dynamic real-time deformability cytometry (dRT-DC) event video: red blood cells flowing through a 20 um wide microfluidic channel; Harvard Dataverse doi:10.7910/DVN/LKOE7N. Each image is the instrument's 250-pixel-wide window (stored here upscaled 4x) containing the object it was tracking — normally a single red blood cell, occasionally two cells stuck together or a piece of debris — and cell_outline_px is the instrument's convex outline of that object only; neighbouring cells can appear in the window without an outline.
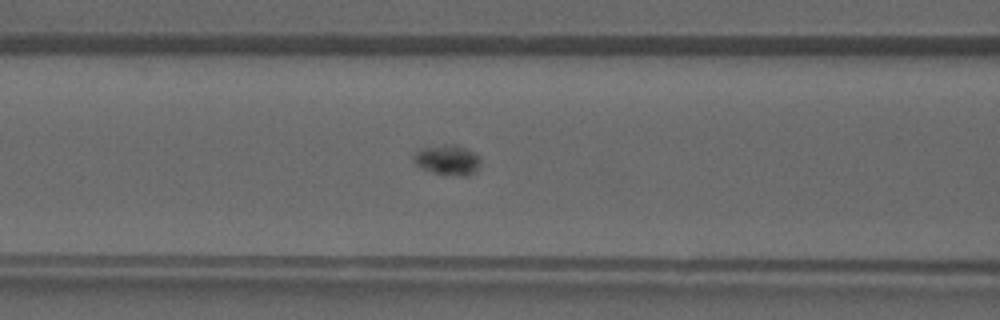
{"species": "common noctule bat (a hibernating species)", "species_latin": "Nyctalus noctula", "temperature_condition": "warm", "stored_images_in_passage": 30, "segment_of_instrument_passage": [1, 2], "camera_frame_rate_fps": 3000, "um_per_image_px": 0.085, "animal": {"sex": "male", "forearm_length_mm": 52.5}, "frame": {"image": 1, "passage_image": 4, "time_ms": 1.0, "image_size_px": [1000, 320], "cell_outline_px": [[480, 164], [468, 176], [444, 176], [432, 172], [416, 164], [412, 160], [412, 156], [420, 148], [444, 144], [456, 144], [480, 156]], "centroid_in_image_um": [38.01, 13.6], "position_along_channel_um": 128.6, "area_um2": 11.85}}
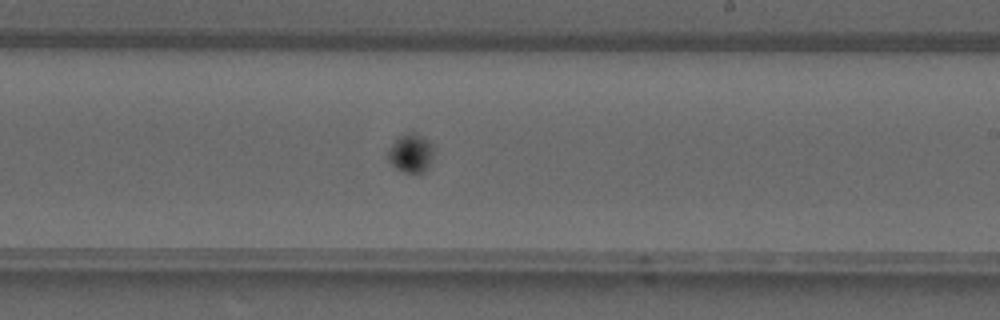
{"frame": {"image": 2, "passage_image": 12, "time_ms": 3.667, "image_size_px": [1000, 320], "cell_outline_px": [[436, 148], [432, 160], [424, 172], [404, 172], [396, 168], [388, 160], [388, 148], [400, 136], [408, 132], [416, 132], [428, 140]], "centroid_in_image_um": [34.96, 13.0], "position_along_channel_um": 254.0, "area_um2": 10.4}}
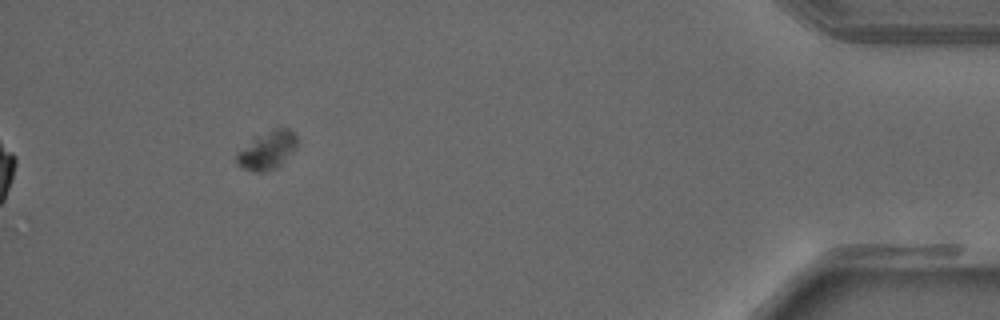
{"frame": {"image": 3, "passage_image": 26, "time_ms": 8.333, "image_size_px": [1000, 320], "cell_outline_px": [[296, 148], [276, 168], [264, 172], [256, 172], [240, 168], [236, 164], [236, 152], [256, 136], [272, 128], [288, 128], [296, 136]], "centroid_in_image_um": [22.67, 12.78], "position_along_channel_um": 412.5, "area_um2": 13.47}}